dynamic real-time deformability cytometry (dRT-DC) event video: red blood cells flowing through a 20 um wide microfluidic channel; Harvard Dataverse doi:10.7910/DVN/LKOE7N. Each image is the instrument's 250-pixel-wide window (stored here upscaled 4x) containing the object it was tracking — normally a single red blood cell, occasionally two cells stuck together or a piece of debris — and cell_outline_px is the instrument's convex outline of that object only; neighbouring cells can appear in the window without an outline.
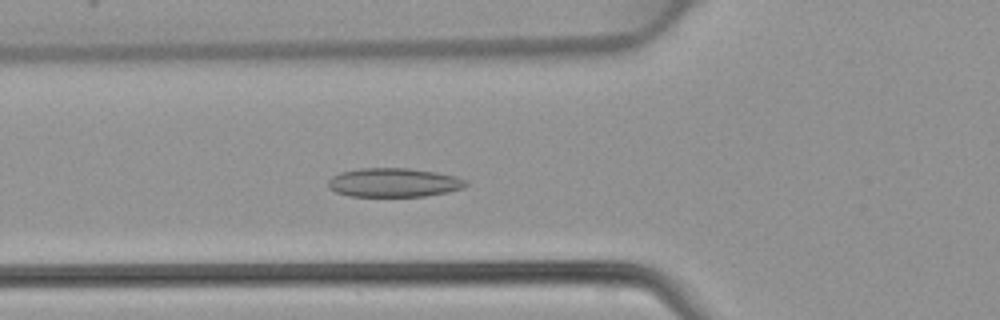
{"species": "common noctule bat (a hibernating species)", "species_latin": "Nyctalus noctula", "temperature_condition": "warm", "stored_images_in_passage": 37, "camera_frame_rate_fps": 3000, "um_per_image_px": 0.085, "animal": {"sex": "female", "body_mass_g": 22.7, "forearm_length_mm": 54.2}, "frame": {"image": 1, "passage_image": 9, "time_ms": 2.667, "image_size_px": [1000, 320], "cell_outline_px": [[468, 184], [464, 188], [448, 192], [424, 196], [348, 196], [336, 192], [328, 188], [328, 180], [332, 176], [340, 172], [360, 168], [408, 168], [436, 172], [456, 176], [468, 180]], "centroid_in_image_um": [33.48, 15.51], "position_along_channel_um": 92.3, "area_um2": 23.41}}
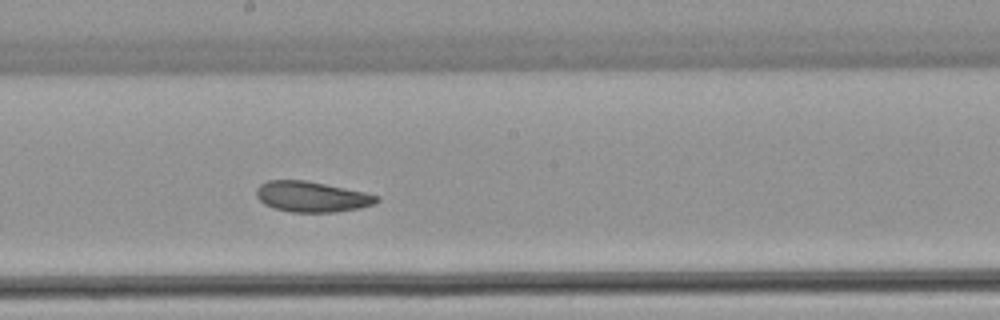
{"frame": {"image": 2, "passage_image": 18, "time_ms": 5.667, "image_size_px": [1000, 320], "cell_outline_px": [[380, 200], [376, 204], [360, 208], [336, 212], [292, 212], [272, 208], [264, 204], [256, 196], [256, 188], [260, 184], [268, 180], [304, 180], [364, 192], [380, 196]], "centroid_in_image_um": [26.5, 16.73], "position_along_channel_um": 221.7, "area_um2": 21.5}}
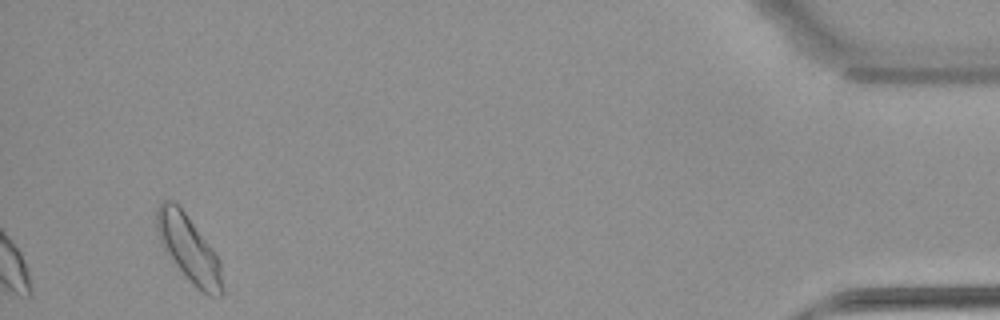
{"frame": {"image": 3, "passage_image": 37, "time_ms": 12.0, "image_size_px": [1000, 320], "cell_outline_px": [[224, 292], [220, 296], [208, 296], [200, 292], [192, 284], [164, 252], [160, 244], [156, 228], [156, 208], [160, 200], [172, 200], [184, 212], [212, 248], [220, 264], [224, 288]], "centroid_in_image_um": [16.02, 21.17], "position_along_channel_um": 419.2, "area_um2": 25.61}}